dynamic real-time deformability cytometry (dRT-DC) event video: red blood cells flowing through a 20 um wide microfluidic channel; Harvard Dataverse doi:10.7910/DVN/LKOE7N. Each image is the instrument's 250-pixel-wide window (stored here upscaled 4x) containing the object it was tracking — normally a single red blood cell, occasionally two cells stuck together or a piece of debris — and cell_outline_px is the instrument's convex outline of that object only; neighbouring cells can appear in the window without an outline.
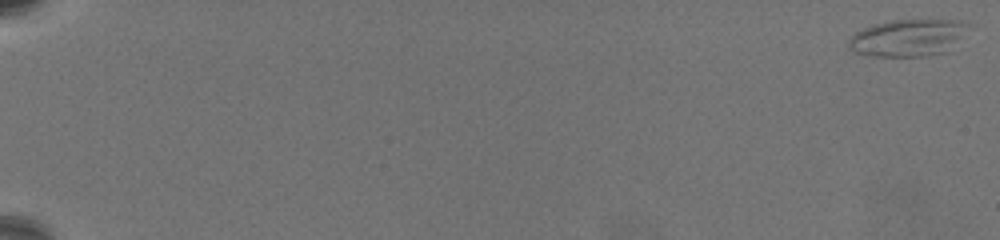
{"species": "common noctule bat (a hibernating species)", "species_latin": "Nyctalus noctula", "temperature_condition": "warm", "stored_images_in_passage": 68, "camera_frame_rate_fps": 3000, "um_per_image_px": 0.085, "animal": {"sex": "female", "body_mass_g": 19.5, "forearm_length_mm": 54.1}, "frame": {"image": 1, "passage_image": 1, "time_ms": 0.0, "image_size_px": [1000, 240], "cell_outline_px": [[968, 24], [960, 36], [944, 52], [924, 56], [872, 56], [856, 52], [848, 48], [848, 40], [856, 32], [872, 24], [892, 20], [968, 20]], "centroid_in_image_um": [77.1, 3.2], "position_along_channel_um": 7.9, "area_um2": 25.32}}
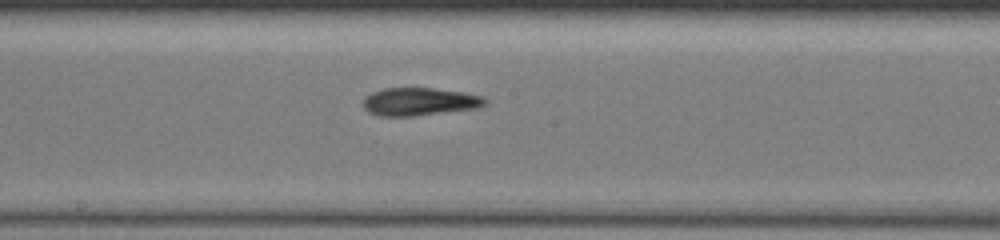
{"frame": {"image": 2, "passage_image": 41, "time_ms": 13.333, "image_size_px": [1000, 240], "cell_outline_px": [[488, 100], [484, 104], [476, 108], [412, 116], [380, 116], [368, 112], [364, 108], [364, 96], [372, 92], [384, 88], [432, 88], [464, 92], [484, 96]], "centroid_in_image_um": [35.64, 8.63], "position_along_channel_um": 212.6, "area_um2": 19.77}}
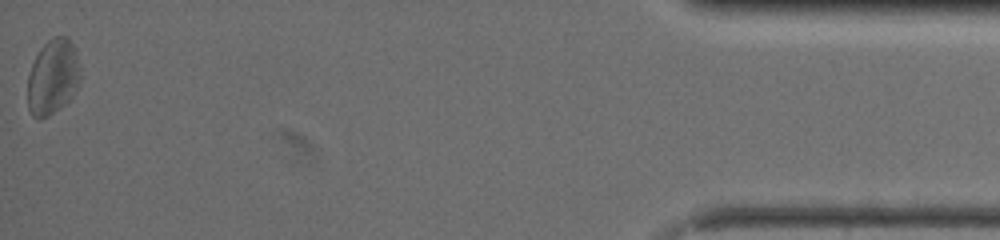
{"frame": {"image": 3, "passage_image": 68, "time_ms": 22.333, "image_size_px": [1000, 240], "cell_outline_px": [[80, 84], [76, 92], [64, 104], [48, 116], [40, 120], [36, 120], [32, 116], [28, 108], [28, 76], [32, 64], [40, 48], [48, 40], [56, 36], [68, 36], [76, 52], [80, 68]], "centroid_in_image_um": [4.5, 6.56], "position_along_channel_um": 430.7, "area_um2": 23.29}, "authors_computed_cell_mechanics": {"area_um2": 20.6057, "velocity_mm_per_s": 3.2826, "shape_relaxation_time_tau1_ms": 6.2208, "shape_relaxation_time_tau2_ms": 3.2917, "deformation_change_tau1": 0.1616, "deformation_change_tau2": 0.1312}}